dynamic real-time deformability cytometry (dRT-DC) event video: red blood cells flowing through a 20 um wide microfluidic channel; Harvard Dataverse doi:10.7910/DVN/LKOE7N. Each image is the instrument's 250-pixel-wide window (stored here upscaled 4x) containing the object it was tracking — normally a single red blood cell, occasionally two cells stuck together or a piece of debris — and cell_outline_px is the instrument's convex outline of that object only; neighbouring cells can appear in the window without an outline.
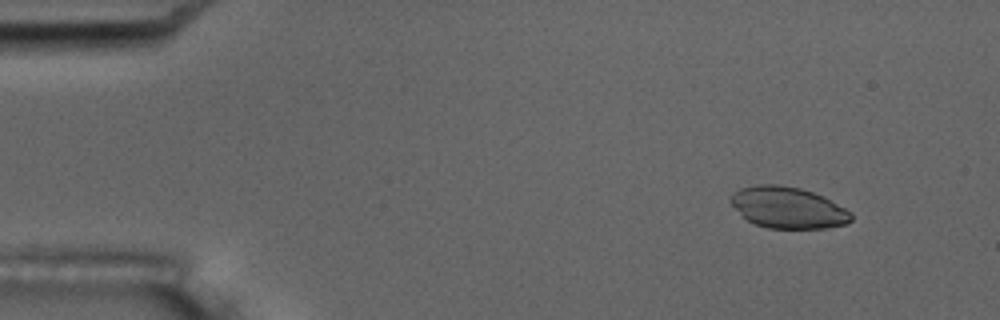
{"species": "common noctule bat (a hibernating species)", "species_latin": "Nyctalus noctula", "temperature_condition": "room temperature", "stored_images_in_passage": 4, "camera_frame_rate_fps": 3000, "um_per_image_px": 0.085, "animal": {"sex": "male", "body_mass_g": 17.5, "forearm_length_mm": 52.3}, "frame": {"image": 1, "passage_image": 2, "time_ms": 1.333, "image_size_px": [1000, 320], "cell_outline_px": [[852, 220], [848, 224], [824, 228], [768, 228], [756, 224], [748, 220], [728, 200], [740, 188], [756, 184], [776, 184], [800, 188], [824, 196], [852, 212]], "centroid_in_image_um": [67.02, 17.64], "position_along_channel_um": 18.0, "area_um2": 28.9}}